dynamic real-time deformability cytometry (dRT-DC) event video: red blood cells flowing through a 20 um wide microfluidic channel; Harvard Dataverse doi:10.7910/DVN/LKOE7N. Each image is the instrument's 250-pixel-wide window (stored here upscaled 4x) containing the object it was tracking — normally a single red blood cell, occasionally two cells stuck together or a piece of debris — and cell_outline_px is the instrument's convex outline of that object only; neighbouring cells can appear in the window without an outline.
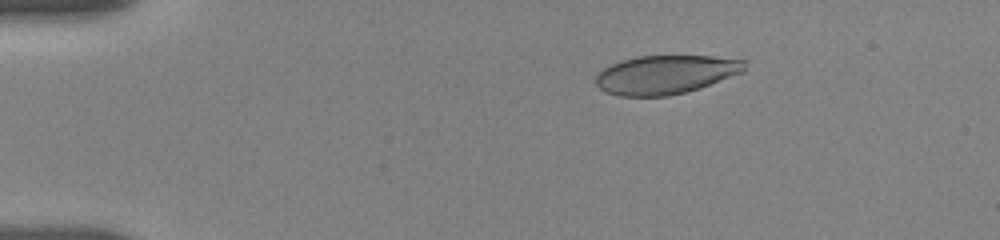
{"species": "human", "species_latin": "Homo sapiens", "temperature_condition": "room temperature", "stored_images_in_passage": 14, "camera_frame_rate_fps": 3000, "um_per_image_px": 0.085, "donor": {"sex": "female"}, "frame": {"image": 1, "passage_image": 5, "time_ms": 3.0, "image_size_px": [1000, 240], "cell_outline_px": [[748, 60], [744, 72], [700, 88], [668, 96], [620, 96], [604, 92], [596, 84], [596, 76], [604, 68], [620, 60], [636, 56], [712, 56]], "centroid_in_image_um": [56.61, 6.33], "position_along_channel_um": 28.4, "area_um2": 33.76}}
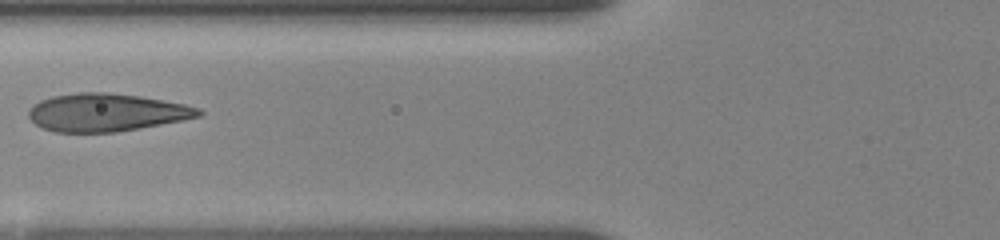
{"frame": {"image": 2, "passage_image": 11, "time_ms": 7.333, "image_size_px": [1000, 240], "cell_outline_px": [[204, 112], [200, 116], [184, 120], [140, 128], [116, 132], [56, 132], [44, 128], [36, 124], [28, 116], [28, 108], [32, 104], [40, 100], [52, 96], [80, 92], [108, 92], [140, 96], [184, 104], [200, 108]], "centroid_in_image_um": [9.04, 9.55], "position_along_channel_um": 116.8, "area_um2": 37.57}}
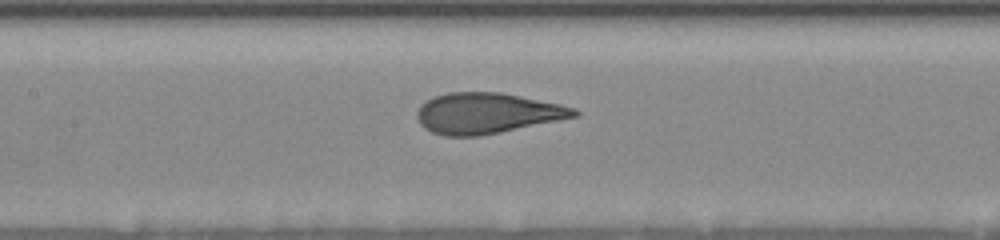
{"frame": {"image": 3, "passage_image": 13, "time_ms": 8.667, "image_size_px": [1000, 240], "cell_outline_px": [[580, 116], [480, 136], [444, 136], [432, 132], [424, 128], [420, 124], [416, 116], [416, 112], [420, 104], [436, 96], [448, 92], [500, 92], [560, 104], [576, 108], [580, 112]], "centroid_in_image_um": [41.4, 9.63], "position_along_channel_um": 166.0, "area_um2": 37.34}}